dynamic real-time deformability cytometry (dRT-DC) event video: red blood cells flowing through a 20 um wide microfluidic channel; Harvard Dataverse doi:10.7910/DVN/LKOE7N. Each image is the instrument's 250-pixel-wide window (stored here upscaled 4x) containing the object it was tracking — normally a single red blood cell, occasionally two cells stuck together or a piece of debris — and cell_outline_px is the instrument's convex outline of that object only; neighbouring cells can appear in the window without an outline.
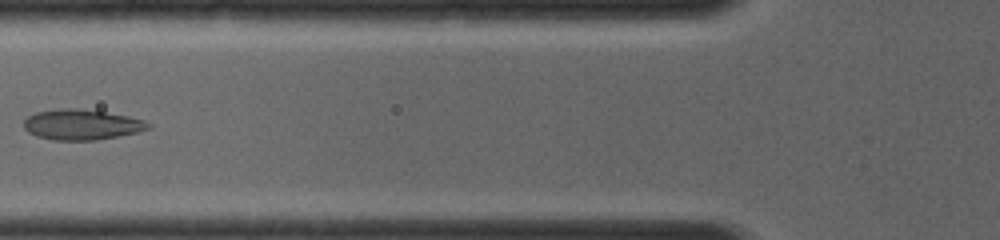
{"species": "common noctule bat (a hibernating species)", "species_latin": "Nyctalus noctula", "temperature_condition": "room temperature", "stored_images_in_passage": 13, "camera_frame_rate_fps": 4000, "um_per_image_px": 0.085, "animal": {"sex": "female", "body_mass_g": 19.0, "forearm_length_mm": 56.7}, "frame": {"image": 1, "passage_image": 10, "time_ms": 4.5, "image_size_px": [1000, 240], "cell_outline_px": [[152, 128], [136, 132], [96, 140], [52, 140], [36, 136], [28, 132], [24, 128], [24, 120], [28, 116], [36, 112], [60, 108], [76, 108], [104, 112], [128, 116], [144, 120], [152, 124]], "centroid_in_image_um": [6.93, 10.59], "position_along_channel_um": 118.9, "area_um2": 22.02}}
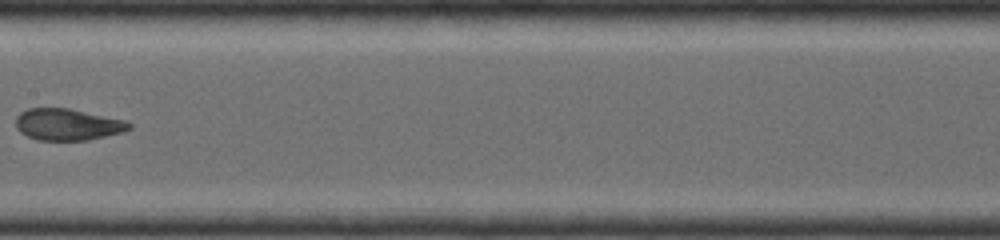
{"frame": {"image": 2, "passage_image": 13, "time_ms": 6.25, "image_size_px": [1000, 240], "cell_outline_px": [[132, 128], [124, 132], [88, 140], [36, 140], [20, 132], [16, 128], [16, 116], [20, 112], [28, 108], [68, 108], [128, 120], [132, 124]], "centroid_in_image_um": [5.78, 10.58], "position_along_channel_um": 201.6, "area_um2": 21.15}}